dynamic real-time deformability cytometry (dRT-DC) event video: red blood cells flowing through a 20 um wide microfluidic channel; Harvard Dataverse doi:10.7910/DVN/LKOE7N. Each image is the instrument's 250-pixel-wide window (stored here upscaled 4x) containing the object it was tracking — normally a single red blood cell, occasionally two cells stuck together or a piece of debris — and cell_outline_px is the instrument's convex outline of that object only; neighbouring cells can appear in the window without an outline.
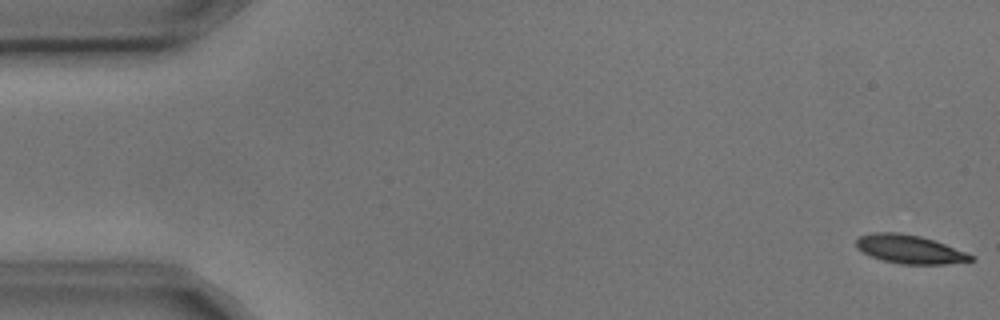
{"species": "common noctule bat (a hibernating species)", "species_latin": "Nyctalus noctula", "temperature_condition": "cold", "stored_images_in_passage": 5, "camera_frame_rate_fps": 3000, "um_per_image_px": 0.085, "animal": {"sex": "male", "body_mass_g": 17.9, "forearm_length_mm": 54.2}, "frame": {"image": 1, "passage_image": 1, "time_ms": 0.0, "image_size_px": [1000, 320], "cell_outline_px": [[976, 260], [944, 264], [900, 264], [884, 260], [872, 256], [856, 248], [856, 240], [860, 236], [872, 232], [900, 232], [920, 236], [944, 244], [976, 256]], "centroid_in_image_um": [77.33, 21.18], "position_along_channel_um": 7.7, "area_um2": 18.96}}
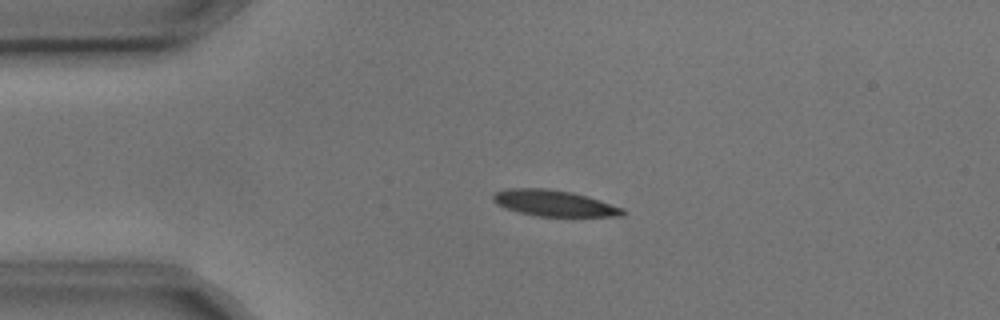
{"frame": {"image": 2, "passage_image": 3, "time_ms": 0.667, "image_size_px": [1000, 320], "cell_outline_px": [[624, 216], [536, 216], [504, 208], [496, 204], [492, 200], [492, 196], [496, 192], [504, 188], [544, 188], [572, 192], [588, 196], [624, 208]], "centroid_in_image_um": [47.07, 17.26], "position_along_channel_um": 37.9, "area_um2": 19.77}}